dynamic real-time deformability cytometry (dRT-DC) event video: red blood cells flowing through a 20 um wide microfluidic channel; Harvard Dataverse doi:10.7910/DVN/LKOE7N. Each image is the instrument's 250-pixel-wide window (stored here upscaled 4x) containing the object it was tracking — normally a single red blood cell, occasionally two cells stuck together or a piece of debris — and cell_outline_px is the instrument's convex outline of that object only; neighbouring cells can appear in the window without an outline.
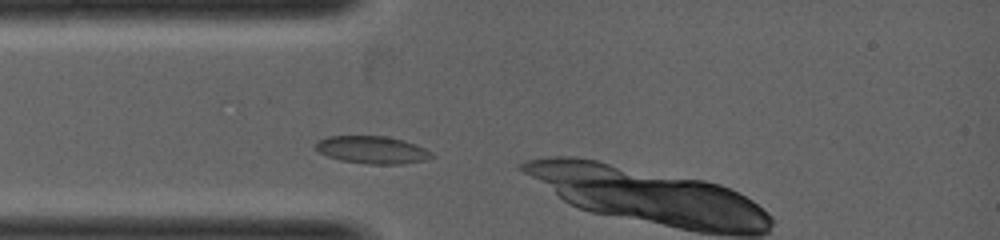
{"species": "common noctule bat (a hibernating species)", "species_latin": "Nyctalus noctula", "temperature_condition": "warm", "stored_images_in_passage": 15, "camera_frame_rate_fps": 5000, "um_per_image_px": 0.085, "animal": {"sex": "female", "body_mass_g": 19.0, "forearm_length_mm": 53.3}, "frame": {"image": 1, "passage_image": 1, "time_ms": 0.0, "image_size_px": [1000, 240], "cell_outline_px": [[436, 156], [424, 160], [404, 164], [368, 164], [340, 160], [328, 156], [320, 152], [316, 148], [316, 140], [328, 136], [388, 136], [404, 140], [416, 144], [432, 152]], "centroid_in_image_um": [31.66, 12.73], "position_along_channel_um": 53.3, "area_um2": 18.73}}
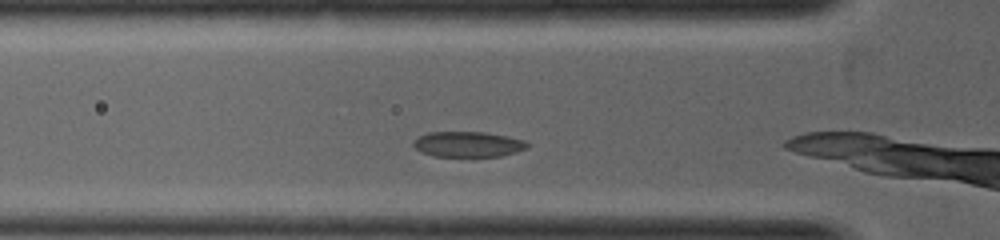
{"frame": {"image": 2, "passage_image": 3, "time_ms": 0.4, "image_size_px": [1000, 240], "cell_outline_px": [[528, 148], [516, 152], [500, 156], [432, 156], [420, 152], [412, 144], [416, 136], [428, 132], [484, 132], [508, 136], [524, 140], [528, 144]], "centroid_in_image_um": [39.74, 12.26], "position_along_channel_um": 86.1, "area_um2": 16.99}}
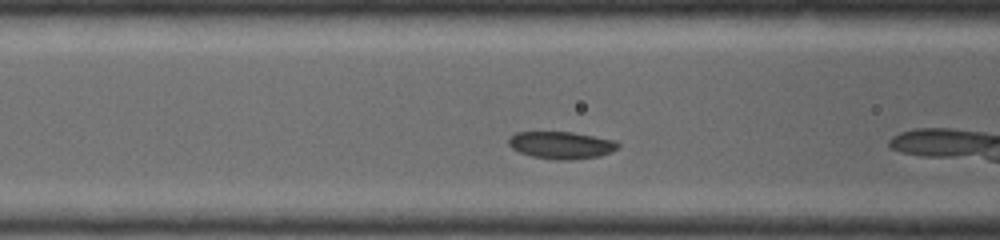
{"frame": {"image": 3, "passage_image": 5, "time_ms": 0.8, "image_size_px": [1000, 240], "cell_outline_px": [[620, 144], [616, 148], [608, 152], [596, 156], [572, 160], [556, 160], [532, 156], [520, 152], [512, 148], [508, 144], [508, 140], [516, 132], [572, 132], [616, 140]], "centroid_in_image_um": [47.69, 12.33], "position_along_channel_um": 118.9, "area_um2": 17.17}}